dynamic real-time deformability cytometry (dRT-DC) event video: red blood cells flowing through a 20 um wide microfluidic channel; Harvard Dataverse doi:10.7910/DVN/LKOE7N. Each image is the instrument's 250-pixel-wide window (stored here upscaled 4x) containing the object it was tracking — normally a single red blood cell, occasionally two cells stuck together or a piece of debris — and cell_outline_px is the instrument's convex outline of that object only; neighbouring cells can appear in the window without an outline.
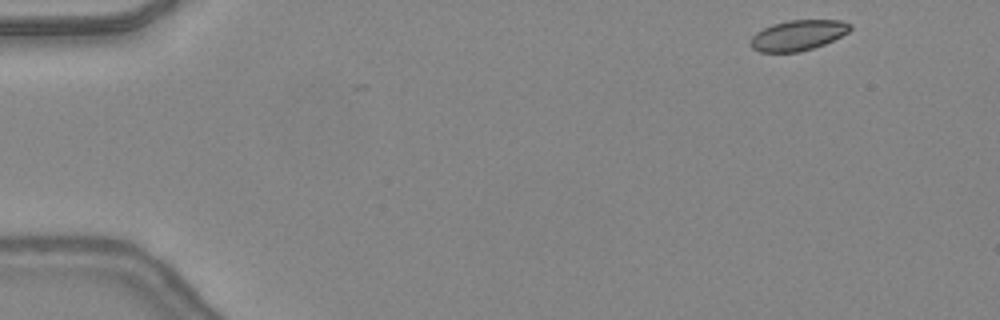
{"species": "common noctule bat (a hibernating species)", "species_latin": "Nyctalus noctula", "temperature_condition": "warm", "stored_images_in_passage": 44, "camera_frame_rate_fps": 3000, "um_per_image_px": 0.085, "animal": {"sex": "female", "body_mass_g": 24.6, "forearm_length_mm": 56.2}, "frame": {"image": 1, "passage_image": 1, "time_ms": 0.0, "image_size_px": [1000, 320], "cell_outline_px": [[852, 28], [848, 32], [824, 44], [800, 52], [760, 52], [752, 48], [752, 36], [756, 32], [772, 24], [788, 20], [840, 20], [852, 24]], "centroid_in_image_um": [67.84, 2.99], "position_along_channel_um": 17.2, "area_um2": 17.51}}
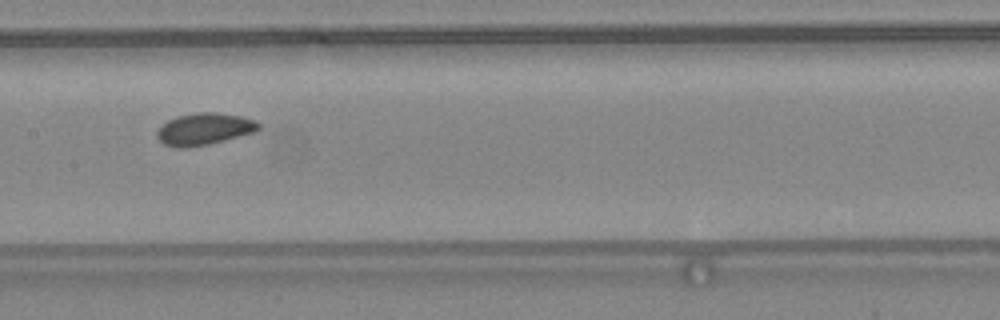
{"frame": {"image": 2, "passage_image": 21, "time_ms": 6.667, "image_size_px": [1000, 320], "cell_outline_px": [[260, 128], [256, 132], [208, 144], [188, 148], [176, 148], [164, 144], [156, 136], [156, 132], [160, 124], [176, 116], [196, 112], [216, 112], [240, 116], [252, 120], [260, 124]], "centroid_in_image_um": [17.31, 10.97], "position_along_channel_um": 190.1, "area_um2": 19.02}}
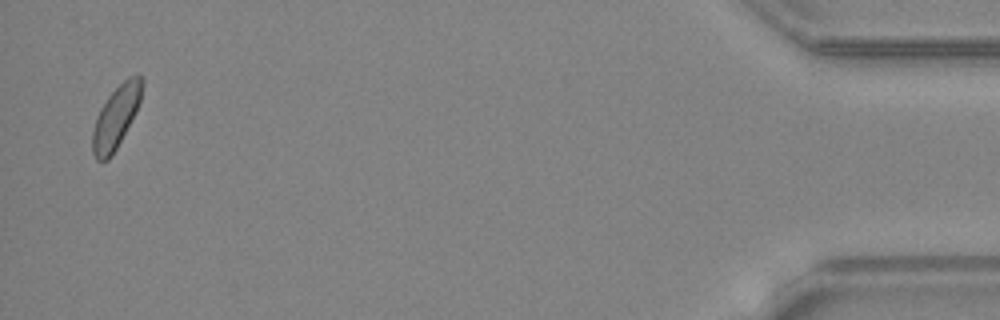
{"frame": {"image": 3, "passage_image": 43, "time_ms": 14.0, "image_size_px": [1000, 320], "cell_outline_px": [[144, 84], [140, 100], [136, 112], [112, 156], [108, 160], [96, 160], [92, 152], [92, 128], [96, 116], [100, 108], [108, 96], [128, 76], [140, 76], [144, 80]], "centroid_in_image_um": [9.84, 9.96], "position_along_channel_um": 425.4, "area_um2": 17.98}, "authors_computed_cell_mechanics": {"area_um2": 18.1781, "velocity_mm_per_s": 4.3669, "shape_relaxation_time_tau1_ms": 11.0097, "shape_relaxation_time_tau2_ms": 3.7816, "deformation_change_tau1": 0.1451, "deformation_change_tau2": 0.0449}}